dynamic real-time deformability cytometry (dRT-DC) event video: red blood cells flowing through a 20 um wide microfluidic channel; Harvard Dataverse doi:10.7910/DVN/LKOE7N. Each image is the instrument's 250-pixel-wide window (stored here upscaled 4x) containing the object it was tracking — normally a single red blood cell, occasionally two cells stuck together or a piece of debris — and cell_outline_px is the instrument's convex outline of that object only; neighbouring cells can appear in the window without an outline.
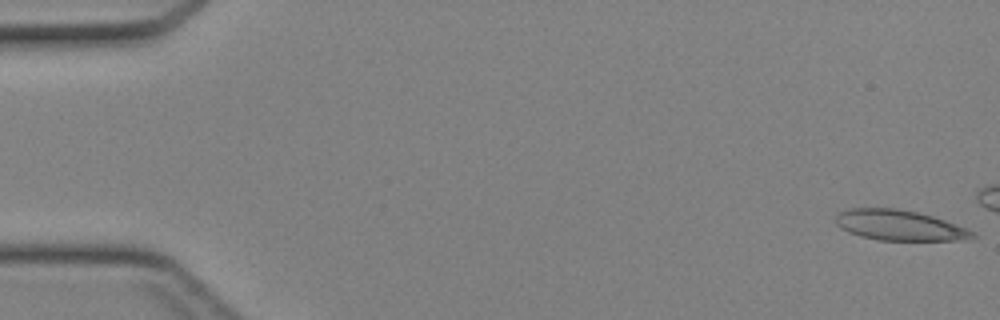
{"species": "Egyptian fruit bat (a non-hibernating species)", "species_latin": "Rousettus aegyptiacus", "temperature_condition": "cold", "stored_images_in_passage": 11, "camera_frame_rate_fps": 3000, "um_per_image_px": 0.085, "animal": {"sex": "female"}, "frame": {"image": 1, "passage_image": 1, "time_ms": 0.0, "image_size_px": [1000, 320], "cell_outline_px": [[976, 236], [964, 240], [880, 240], [860, 236], [848, 232], [840, 228], [836, 224], [836, 216], [840, 212], [848, 208], [896, 208], [916, 212], [932, 216], [944, 220], [964, 228], [972, 232]], "centroid_in_image_um": [76.39, 19.15], "position_along_channel_um": 8.6, "area_um2": 23.93}}